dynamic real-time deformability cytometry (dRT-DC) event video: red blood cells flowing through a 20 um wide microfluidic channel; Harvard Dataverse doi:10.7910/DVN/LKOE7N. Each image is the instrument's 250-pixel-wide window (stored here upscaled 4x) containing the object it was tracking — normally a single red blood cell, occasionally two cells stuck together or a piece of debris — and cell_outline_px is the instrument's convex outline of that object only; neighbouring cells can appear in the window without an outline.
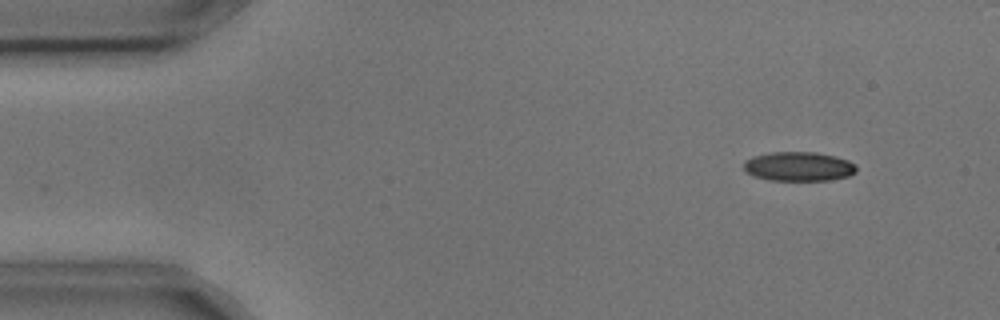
{"species": "common noctule bat (a hibernating species)", "species_latin": "Nyctalus noctula", "temperature_condition": "cold", "stored_images_in_passage": 2, "camera_frame_rate_fps": 3000, "um_per_image_px": 0.085, "animal": {"sex": "male", "body_mass_g": 17.9, "forearm_length_mm": 54.2}, "frame": {"image": 1, "passage_image": 2, "time_ms": 0.333, "image_size_px": [1000, 320], "cell_outline_px": [[856, 172], [848, 176], [828, 180], [768, 180], [752, 176], [744, 172], [744, 160], [752, 156], [772, 152], [816, 152], [836, 156], [848, 160], [856, 164]], "centroid_in_image_um": [67.86, 14.14], "position_along_channel_um": 17.1, "area_um2": 19.42}}